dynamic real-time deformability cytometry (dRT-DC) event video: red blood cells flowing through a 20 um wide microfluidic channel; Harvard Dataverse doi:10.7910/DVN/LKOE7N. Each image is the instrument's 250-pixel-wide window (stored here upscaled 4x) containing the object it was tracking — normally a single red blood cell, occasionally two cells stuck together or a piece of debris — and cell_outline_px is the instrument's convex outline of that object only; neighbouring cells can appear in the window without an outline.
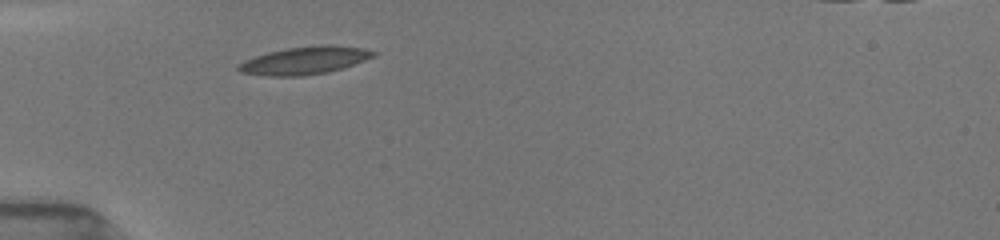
{"species": "common noctule bat (a hibernating species)", "species_latin": "Nyctalus noctula", "temperature_condition": "room temperature", "stored_images_in_passage": 24, "camera_frame_rate_fps": 3000, "um_per_image_px": 0.085, "animal": {"sex": "female", "body_mass_g": 19.5, "forearm_length_mm": 54.1}, "frame": {"image": 1, "passage_image": 1, "time_ms": 0.0, "image_size_px": [1000, 240], "cell_outline_px": [[380, 52], [376, 56], [328, 72], [304, 76], [264, 76], [240, 72], [236, 68], [244, 60], [268, 52], [288, 48], [324, 44], [328, 44], [364, 48]], "centroid_in_image_um": [25.92, 5.14], "position_along_channel_um": 59.1, "area_um2": 21.79}}
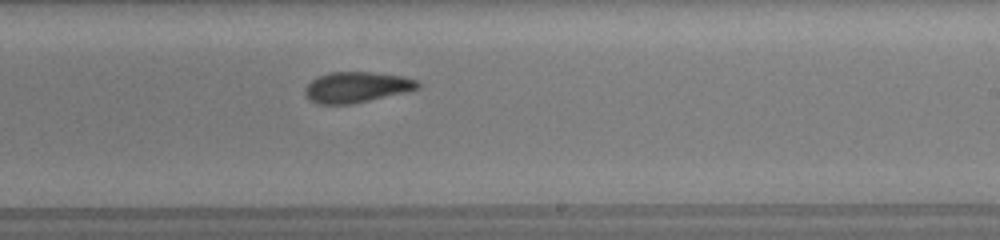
{"frame": {"image": 2, "passage_image": 11, "time_ms": 5.333, "image_size_px": [1000, 240], "cell_outline_px": [[420, 88], [408, 92], [352, 104], [316, 104], [308, 100], [304, 92], [304, 88], [316, 76], [332, 72], [372, 72], [400, 76], [416, 80], [420, 84]], "centroid_in_image_um": [30.29, 7.42], "position_along_channel_um": 258.7, "area_um2": 20.35}}
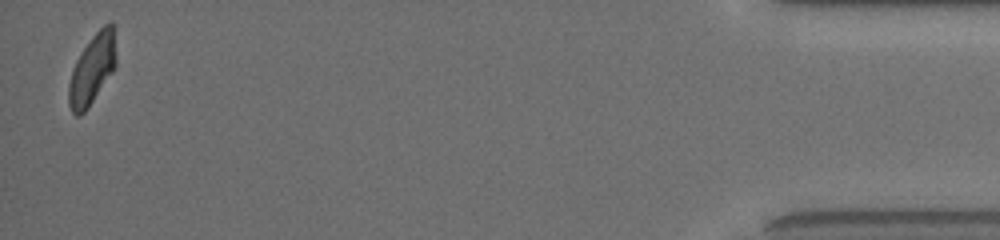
{"frame": {"image": 3, "passage_image": 24, "time_ms": 11.667, "image_size_px": [1000, 240], "cell_outline_px": [[116, 64], [112, 72], [88, 108], [80, 116], [76, 116], [72, 112], [68, 104], [68, 84], [72, 68], [76, 60], [92, 36], [104, 24], [112, 24], [116, 56]], "centroid_in_image_um": [7.8, 5.94], "position_along_channel_um": 427.4, "area_um2": 19.07}, "authors_computed_cell_mechanics": {"area_um2": 19.8832, "velocity_mm_per_s": 3.9117, "shape_relaxation_time_tau1_ms": 4.4538, "shape_relaxation_time_tau2_ms": 2.1267, "deformation_change_tau1": 0.1504, "deformation_change_tau2": 0.0921}}